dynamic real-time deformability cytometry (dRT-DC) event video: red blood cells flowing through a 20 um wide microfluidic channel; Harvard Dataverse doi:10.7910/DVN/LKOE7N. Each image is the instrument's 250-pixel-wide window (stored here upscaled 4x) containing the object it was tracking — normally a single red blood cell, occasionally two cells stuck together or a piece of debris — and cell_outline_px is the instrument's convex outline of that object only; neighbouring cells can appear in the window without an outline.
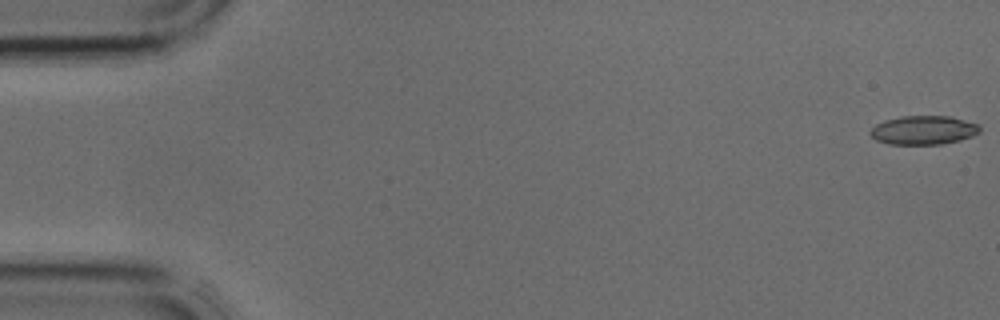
{"species": "common noctule bat (a hibernating species)", "species_latin": "Nyctalus noctula", "temperature_condition": "cold", "stored_images_in_passage": 4, "camera_frame_rate_fps": 3000, "um_per_image_px": 0.085, "animal": {"sex": "male", "body_mass_g": 17.9, "forearm_length_mm": 54.2}, "frame": {"image": 1, "passage_image": 1, "time_ms": 0.0, "image_size_px": [1000, 320], "cell_outline_px": [[980, 132], [972, 136], [960, 140], [940, 144], [888, 144], [876, 140], [868, 132], [876, 124], [884, 120], [900, 116], [952, 116], [980, 124]], "centroid_in_image_um": [78.51, 11.05], "position_along_channel_um": 6.5, "area_um2": 18.55}}
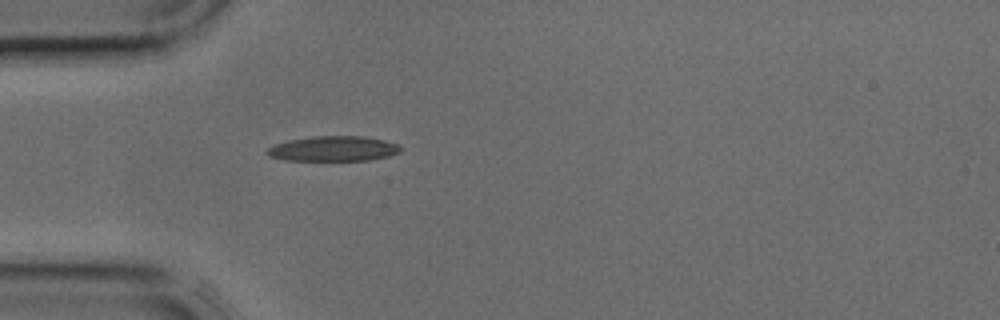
{"frame": {"image": 2, "passage_image": 4, "time_ms": 1.0, "image_size_px": [1000, 320], "cell_outline_px": [[404, 148], [400, 152], [388, 156], [368, 160], [284, 160], [268, 156], [264, 152], [268, 148], [276, 144], [288, 140], [312, 136], [364, 136], [384, 140], [396, 144]], "centroid_in_image_um": [28.32, 12.63], "position_along_channel_um": 56.7, "area_um2": 19.54}}